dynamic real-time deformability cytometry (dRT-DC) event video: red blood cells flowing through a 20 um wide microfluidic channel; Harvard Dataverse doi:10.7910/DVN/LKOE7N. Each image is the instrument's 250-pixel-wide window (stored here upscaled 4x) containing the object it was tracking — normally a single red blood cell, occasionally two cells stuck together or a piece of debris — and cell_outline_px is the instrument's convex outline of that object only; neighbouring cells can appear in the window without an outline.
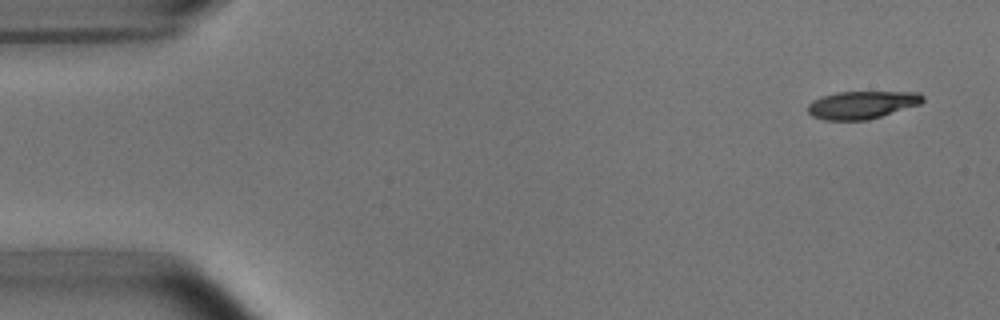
{"species": "common noctule bat (a hibernating species)", "species_latin": "Nyctalus noctula", "temperature_condition": "room temperature", "stored_images_in_passage": 47, "camera_frame_rate_fps": 3000, "um_per_image_px": 0.085, "animal": {"sex": "male", "body_mass_g": 15.6}, "frame": {"image": 1, "passage_image": 1, "time_ms": 0.0, "image_size_px": [1000, 320], "cell_outline_px": [[924, 100], [920, 104], [868, 120], [824, 120], [812, 116], [808, 112], [808, 104], [812, 100], [820, 96], [836, 92], [920, 92], [924, 96]], "centroid_in_image_um": [73.24, 8.91], "position_along_channel_um": 11.8, "area_um2": 18.67}}
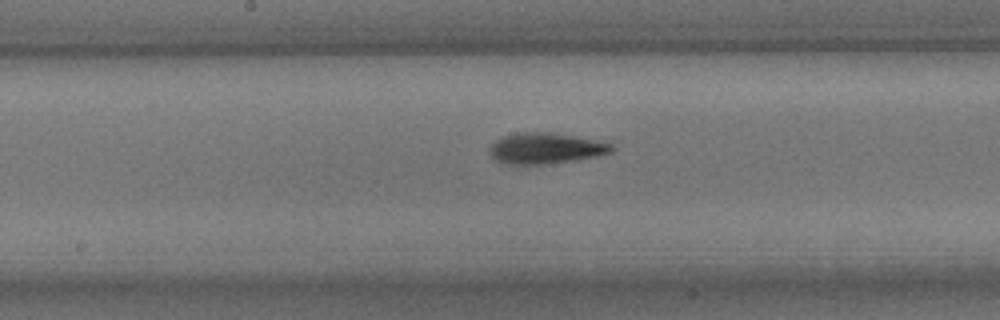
{"frame": {"image": 2, "passage_image": 25, "time_ms": 8.0, "image_size_px": [1000, 320], "cell_outline_px": [[616, 148], [612, 152], [596, 156], [572, 160], [544, 164], [508, 164], [492, 160], [488, 152], [492, 144], [496, 140], [504, 136], [520, 132], [552, 132], [612, 144]], "centroid_in_image_um": [46.32, 12.61], "position_along_channel_um": 201.9, "area_um2": 21.79}}
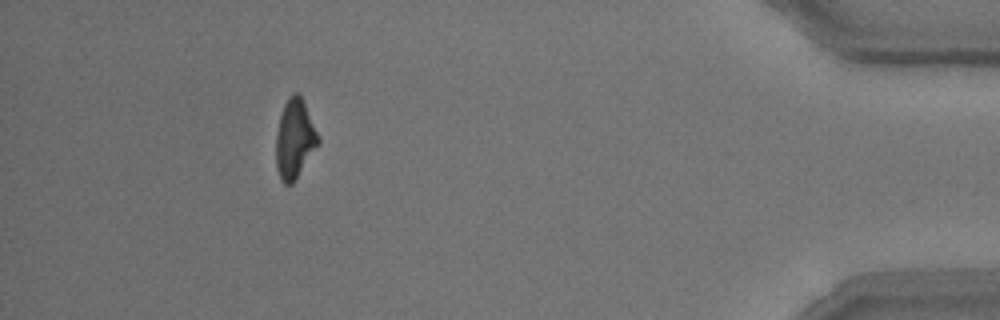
{"frame": {"image": 3, "passage_image": 46, "time_ms": 15.0, "image_size_px": [1000, 320], "cell_outline_px": [[320, 144], [296, 180], [292, 184], [284, 184], [280, 180], [276, 168], [276, 132], [280, 116], [284, 104], [288, 96], [292, 92], [296, 92], [300, 96], [320, 136]], "centroid_in_image_um": [25.05, 11.85], "position_along_channel_um": 410.1, "area_um2": 19.77}}